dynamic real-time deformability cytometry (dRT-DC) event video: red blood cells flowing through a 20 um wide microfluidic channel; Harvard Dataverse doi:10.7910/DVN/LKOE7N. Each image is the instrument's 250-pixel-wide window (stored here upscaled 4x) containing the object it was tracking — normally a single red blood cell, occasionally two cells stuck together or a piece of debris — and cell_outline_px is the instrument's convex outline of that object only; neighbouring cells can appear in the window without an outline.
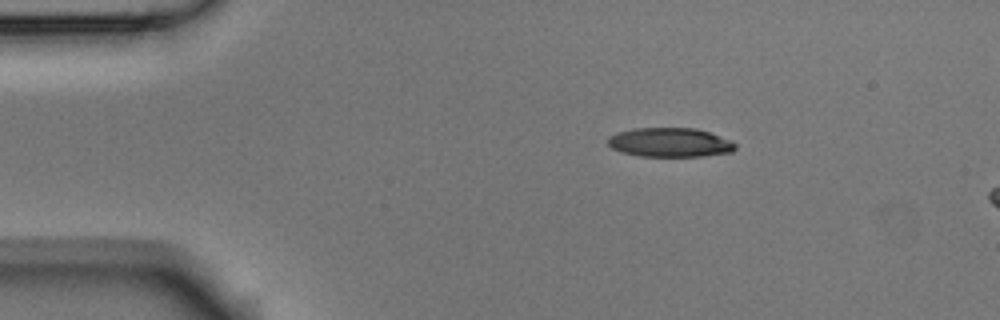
{"species": "Egyptian fruit bat (a non-hibernating species)", "species_latin": "Rousettus aegyptiacus", "temperature_condition": "room temperature", "stored_images_in_passage": 4, "camera_frame_rate_fps": 3000, "um_per_image_px": 0.085, "animal": {"sex": "male"}, "frame": {"image": 1, "passage_image": 2, "time_ms": 0.333, "image_size_px": [1000, 320], "cell_outline_px": [[736, 148], [732, 152], [704, 156], [640, 156], [620, 152], [612, 148], [608, 144], [608, 136], [616, 132], [636, 128], [696, 128], [732, 140], [736, 144]], "centroid_in_image_um": [56.94, 12.1], "position_along_channel_um": 28.1, "area_um2": 21.79}}